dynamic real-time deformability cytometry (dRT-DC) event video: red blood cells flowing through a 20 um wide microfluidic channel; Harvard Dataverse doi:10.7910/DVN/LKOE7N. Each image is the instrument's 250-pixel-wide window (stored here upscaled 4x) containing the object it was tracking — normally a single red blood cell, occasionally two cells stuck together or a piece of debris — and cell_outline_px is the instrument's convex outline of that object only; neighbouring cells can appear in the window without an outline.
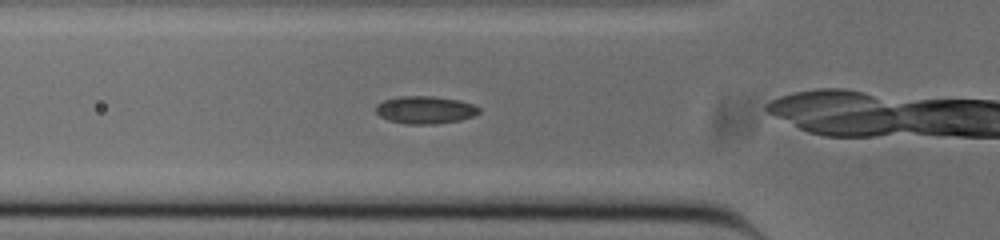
{"species": "common noctule bat (a hibernating species)", "species_latin": "Nyctalus noctula", "temperature_condition": "cold", "stored_images_in_passage": 27, "camera_frame_rate_fps": 3000, "um_per_image_px": 0.085, "animal": {"sex": "male", "body_mass_g": 20.0, "forearm_length_mm": 53.3}, "frame": {"image": 1, "passage_image": 4, "time_ms": 1.0, "image_size_px": [1000, 240], "cell_outline_px": [[480, 112], [472, 116], [460, 120], [432, 124], [404, 124], [388, 120], [380, 116], [376, 112], [376, 104], [384, 100], [400, 96], [432, 96], [460, 100], [472, 104], [480, 108]], "centroid_in_image_um": [36.12, 9.34], "position_along_channel_um": 89.7, "area_um2": 16.59}}
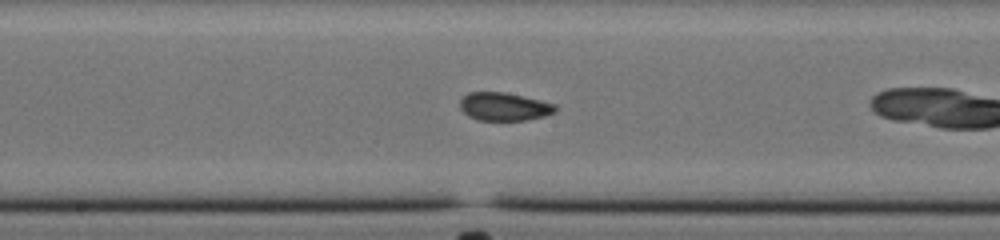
{"frame": {"image": 2, "passage_image": 13, "time_ms": 4.0, "image_size_px": [1000, 240], "cell_outline_px": [[560, 108], [556, 112], [544, 116], [524, 120], [476, 120], [468, 116], [460, 108], [460, 100], [468, 92], [504, 92], [524, 96], [556, 104]], "centroid_in_image_um": [42.88, 9.06], "position_along_channel_um": 205.3, "area_um2": 15.78}}
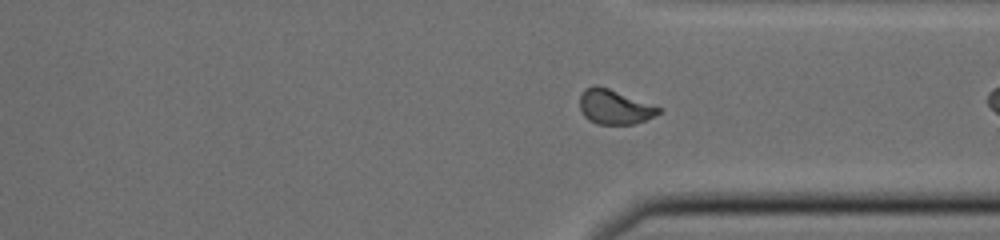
{"frame": {"image": 3, "passage_image": 25, "time_ms": 8.0, "image_size_px": [1000, 240], "cell_outline_px": [[660, 112], [644, 120], [632, 124], [596, 124], [588, 120], [584, 116], [580, 108], [580, 96], [584, 88], [596, 84], [608, 88], [660, 108]], "centroid_in_image_um": [52.15, 9.08], "position_along_channel_um": 359.3, "area_um2": 15.55}}